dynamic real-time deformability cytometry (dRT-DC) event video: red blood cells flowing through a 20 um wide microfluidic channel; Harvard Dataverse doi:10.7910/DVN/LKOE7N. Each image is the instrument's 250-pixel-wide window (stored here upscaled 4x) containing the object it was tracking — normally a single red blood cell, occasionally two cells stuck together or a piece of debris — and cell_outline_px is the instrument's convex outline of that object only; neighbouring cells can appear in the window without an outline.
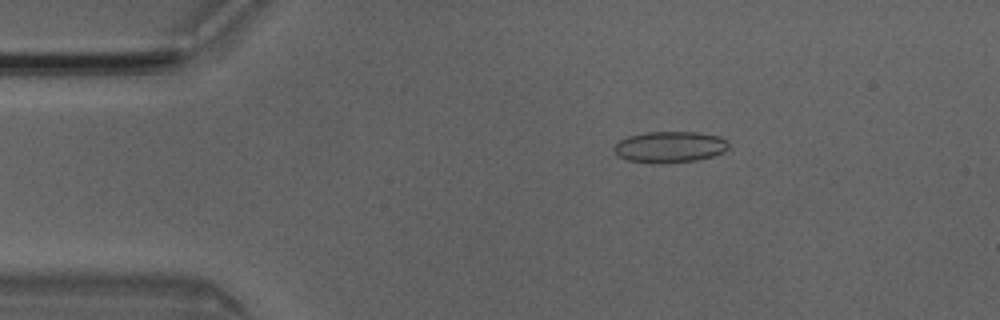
{"species": "Egyptian fruit bat (a non-hibernating species)", "species_latin": "Rousettus aegyptiacus", "temperature_condition": "room temperature", "stored_images_in_passage": 6, "camera_frame_rate_fps": 3000, "um_per_image_px": 0.085, "animal": {"sex": "male"}, "frame": {"image": 1, "passage_image": 3, "time_ms": 0.667, "image_size_px": [1000, 320], "cell_outline_px": [[728, 148], [724, 152], [712, 156], [696, 160], [660, 164], [656, 164], [628, 160], [620, 156], [612, 148], [620, 140], [628, 136], [644, 132], [700, 132], [720, 136], [728, 140]], "centroid_in_image_um": [56.96, 12.48], "position_along_channel_um": 28.0, "area_um2": 20.98}}
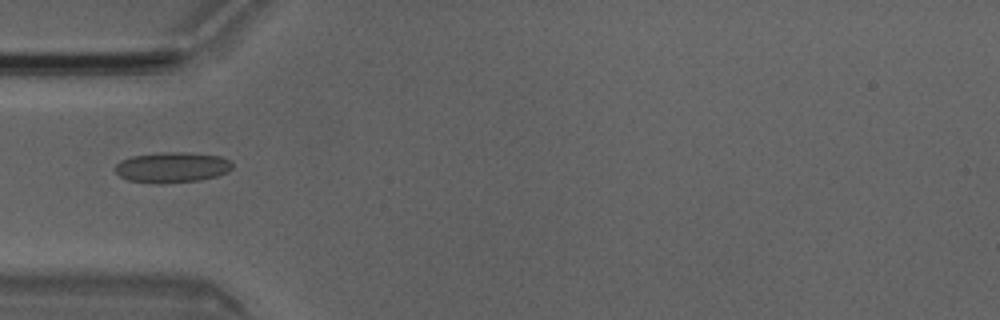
{"frame": {"image": 2, "passage_image": 5, "time_ms": 1.333, "image_size_px": [1000, 320], "cell_outline_px": [[232, 168], [228, 172], [216, 176], [200, 180], [164, 184], [156, 184], [128, 180], [120, 176], [112, 168], [120, 160], [132, 156], [160, 152], [184, 152], [220, 156], [232, 160]], "centroid_in_image_um": [14.61, 14.23], "position_along_channel_um": 70.4, "area_um2": 21.15}}